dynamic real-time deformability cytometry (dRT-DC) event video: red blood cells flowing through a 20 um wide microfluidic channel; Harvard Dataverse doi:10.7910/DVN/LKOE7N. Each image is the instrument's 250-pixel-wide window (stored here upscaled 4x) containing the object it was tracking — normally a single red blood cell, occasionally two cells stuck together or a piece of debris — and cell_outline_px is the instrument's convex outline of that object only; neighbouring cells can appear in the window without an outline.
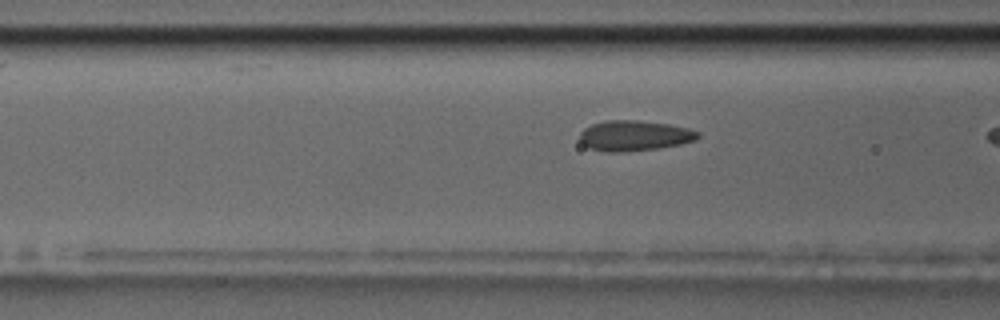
{"species": "common noctule bat (a hibernating species)", "species_latin": "Nyctalus noctula", "temperature_condition": "room temperature", "stored_images_in_passage": 20, "camera_frame_rate_fps": 3000, "um_per_image_px": 0.085, "animal": {"sex": "male", "body_mass_g": 17.5, "forearm_length_mm": 52.3}, "frame": {"image": 1, "passage_image": 19, "time_ms": 6.0, "image_size_px": [1000, 320], "cell_outline_px": [[700, 136], [696, 140], [680, 144], [656, 148], [624, 152], [604, 152], [588, 148], [580, 140], [580, 132], [584, 128], [592, 124], [608, 120], [636, 120], [668, 124], [688, 128], [700, 132]], "centroid_in_image_um": [53.91, 11.53], "position_along_channel_um": 112.7, "area_um2": 20.92}}